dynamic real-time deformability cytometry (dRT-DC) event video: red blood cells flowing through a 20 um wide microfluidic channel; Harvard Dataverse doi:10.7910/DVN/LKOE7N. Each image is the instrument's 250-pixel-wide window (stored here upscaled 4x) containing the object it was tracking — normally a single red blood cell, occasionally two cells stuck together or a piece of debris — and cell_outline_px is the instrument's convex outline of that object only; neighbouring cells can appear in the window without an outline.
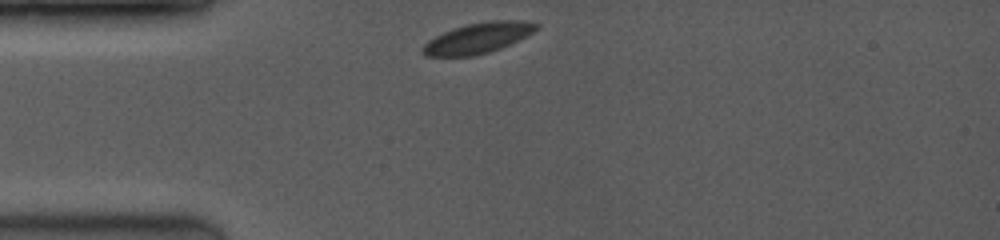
{"species": "common noctule bat (a hibernating species)", "species_latin": "Nyctalus noctula", "temperature_condition": "room temperature", "stored_images_in_passage": 11, "camera_frame_rate_fps": 3500, "um_per_image_px": 0.085, "animal": {"sex": "female", "body_mass_g": 19.0, "forearm_length_mm": 53.3}, "frame": {"image": 1, "passage_image": 1, "time_ms": 0.0, "image_size_px": [1000, 240], "cell_outline_px": [[540, 24], [532, 32], [500, 48], [488, 52], [472, 56], [424, 56], [420, 52], [420, 48], [428, 40], [452, 28], [468, 24], [492, 20], [524, 20]], "centroid_in_image_um": [40.56, 3.23], "position_along_channel_um": 44.4, "area_um2": 20.0}}
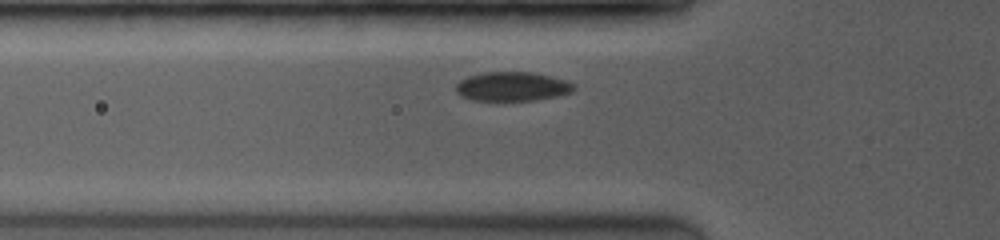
{"frame": {"image": 2, "passage_image": 7, "time_ms": 1.429, "image_size_px": [1000, 240], "cell_outline_px": [[576, 88], [572, 92], [556, 96], [536, 100], [472, 100], [460, 96], [456, 92], [456, 84], [460, 80], [468, 76], [484, 72], [532, 72], [564, 80], [572, 84]], "centroid_in_image_um": [43.5, 7.35], "position_along_channel_um": 82.3, "area_um2": 19.88}}
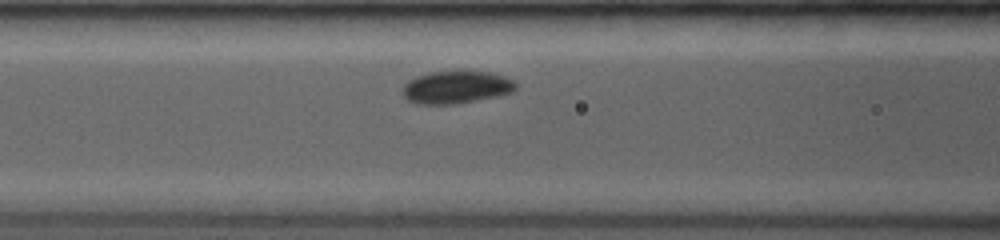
{"frame": {"image": 3, "passage_image": 10, "time_ms": 2.571, "image_size_px": [1000, 240], "cell_outline_px": [[516, 88], [512, 92], [476, 100], [452, 104], [416, 104], [408, 100], [404, 96], [404, 84], [408, 80], [416, 76], [428, 72], [492, 72], [504, 76], [512, 80], [516, 84]], "centroid_in_image_um": [38.75, 7.41], "position_along_channel_um": 127.8, "area_um2": 21.15}}